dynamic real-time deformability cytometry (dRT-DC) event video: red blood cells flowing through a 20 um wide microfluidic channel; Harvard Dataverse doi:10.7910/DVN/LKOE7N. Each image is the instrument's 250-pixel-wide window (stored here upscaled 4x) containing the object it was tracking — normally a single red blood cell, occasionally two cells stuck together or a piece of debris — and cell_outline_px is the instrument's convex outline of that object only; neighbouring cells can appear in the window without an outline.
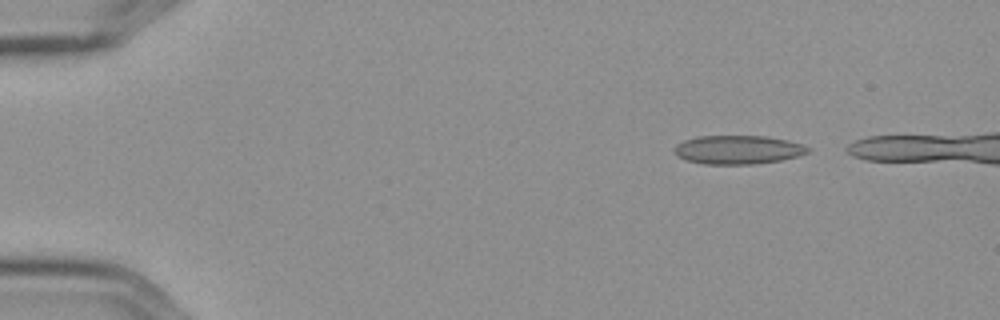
{"species": "Egyptian fruit bat (a non-hibernating species)", "species_latin": "Rousettus aegyptiacus", "temperature_condition": "cold", "stored_images_in_passage": 10, "camera_frame_rate_fps": 3000, "um_per_image_px": 0.085, "frame": {"image": 1, "passage_image": 2, "time_ms": 0.333, "image_size_px": [1000, 320], "cell_outline_px": [[808, 152], [796, 156], [780, 160], [752, 164], [704, 164], [688, 160], [680, 156], [676, 152], [676, 144], [684, 140], [700, 136], [764, 136], [788, 140], [804, 144], [808, 148]], "centroid_in_image_um": [62.75, 12.72], "position_along_channel_um": 22.2, "area_um2": 21.96}}
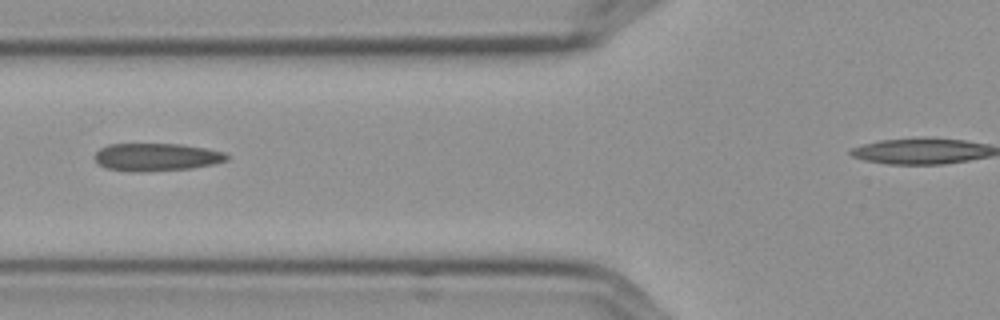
{"frame": {"image": 2, "passage_image": 6, "time_ms": 1.667, "image_size_px": [1000, 320], "cell_outline_px": [[228, 160], [212, 164], [192, 168], [148, 172], [132, 172], [108, 168], [100, 164], [96, 160], [96, 152], [100, 148], [108, 144], [180, 144], [208, 148], [224, 152], [228, 156]], "centroid_in_image_um": [13.33, 13.35], "position_along_channel_um": 112.5, "area_um2": 21.39}}
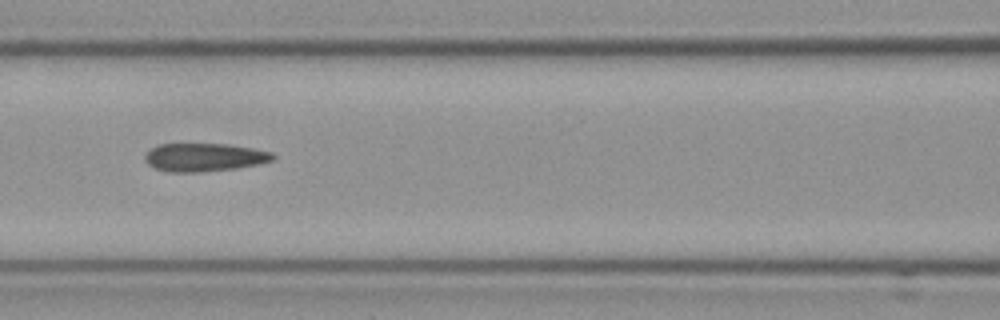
{"frame": {"image": 3, "passage_image": 7, "time_ms": 2.0, "image_size_px": [1000, 320], "cell_outline_px": [[276, 156], [272, 160], [256, 164], [236, 168], [196, 172], [168, 172], [156, 168], [148, 164], [144, 160], [144, 156], [152, 148], [160, 144], [224, 144], [252, 148], [272, 152]], "centroid_in_image_um": [17.34, 13.37], "position_along_channel_um": 149.3, "area_um2": 20.75}}